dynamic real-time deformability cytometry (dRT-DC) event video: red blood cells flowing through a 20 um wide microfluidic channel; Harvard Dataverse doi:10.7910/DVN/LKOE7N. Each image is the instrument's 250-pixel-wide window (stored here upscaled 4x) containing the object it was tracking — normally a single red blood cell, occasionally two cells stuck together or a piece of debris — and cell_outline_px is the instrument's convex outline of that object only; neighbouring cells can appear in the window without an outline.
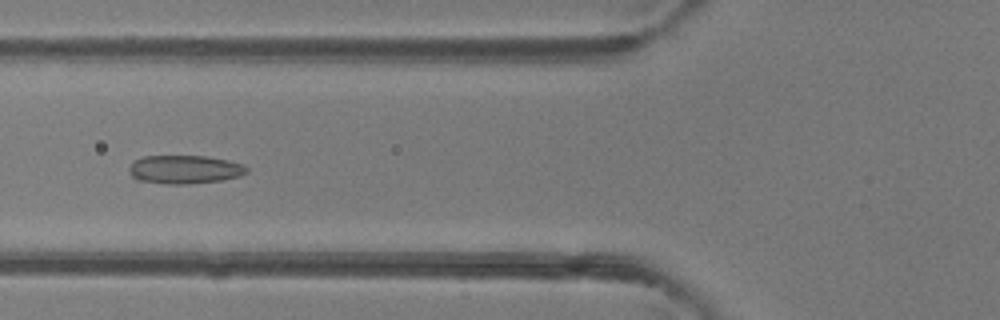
{"species": "common noctule bat (a hibernating species)", "species_latin": "Nyctalus noctula", "temperature_condition": "room temperature", "stored_images_in_passage": 5, "camera_frame_rate_fps": 3000, "um_per_image_px": 0.085, "animal": {"sex": "female"}, "frame": {"image": 1, "passage_image": 5, "time_ms": 1.333, "image_size_px": [1000, 320], "cell_outline_px": [[248, 172], [240, 176], [220, 180], [188, 184], [168, 184], [136, 180], [132, 176], [128, 168], [132, 160], [144, 156], [204, 156], [228, 160], [244, 164], [248, 168]], "centroid_in_image_um": [15.68, 14.4], "position_along_channel_um": 110.1, "area_um2": 19.65}}